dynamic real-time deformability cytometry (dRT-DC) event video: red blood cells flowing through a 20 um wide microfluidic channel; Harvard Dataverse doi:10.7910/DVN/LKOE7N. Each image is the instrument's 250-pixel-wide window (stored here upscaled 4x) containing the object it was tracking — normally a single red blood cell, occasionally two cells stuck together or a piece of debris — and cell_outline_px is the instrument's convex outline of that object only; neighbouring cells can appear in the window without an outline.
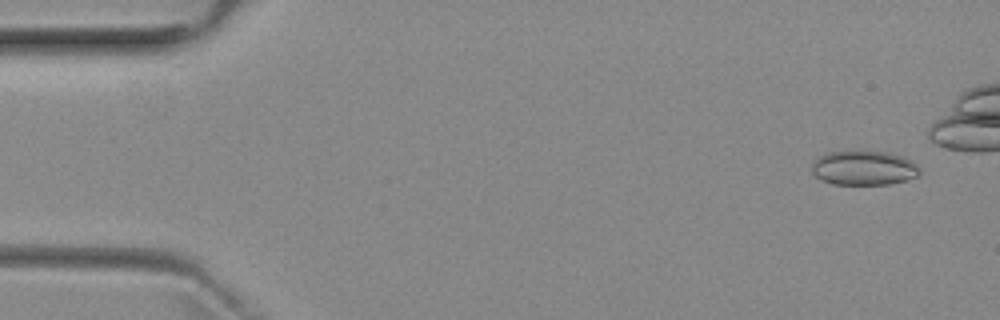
{"species": "common noctule bat (a hibernating species)", "species_latin": "Nyctalus noctula", "temperature_condition": "room temperature", "stored_images_in_passage": 5, "camera_frame_rate_fps": 3000, "um_per_image_px": 0.085, "animal": {"sex": "female", "body_mass_g": 29.2, "forearm_length_mm": 56.3}, "frame": {"image": 1, "passage_image": 1, "time_ms": 0.0, "image_size_px": [1000, 320], "cell_outline_px": [[920, 172], [916, 176], [904, 180], [888, 184], [832, 184], [820, 180], [812, 172], [812, 164], [820, 156], [828, 152], [888, 152], [912, 160], [920, 168]], "centroid_in_image_um": [73.42, 14.29], "position_along_channel_um": 11.6, "area_um2": 21.33}}